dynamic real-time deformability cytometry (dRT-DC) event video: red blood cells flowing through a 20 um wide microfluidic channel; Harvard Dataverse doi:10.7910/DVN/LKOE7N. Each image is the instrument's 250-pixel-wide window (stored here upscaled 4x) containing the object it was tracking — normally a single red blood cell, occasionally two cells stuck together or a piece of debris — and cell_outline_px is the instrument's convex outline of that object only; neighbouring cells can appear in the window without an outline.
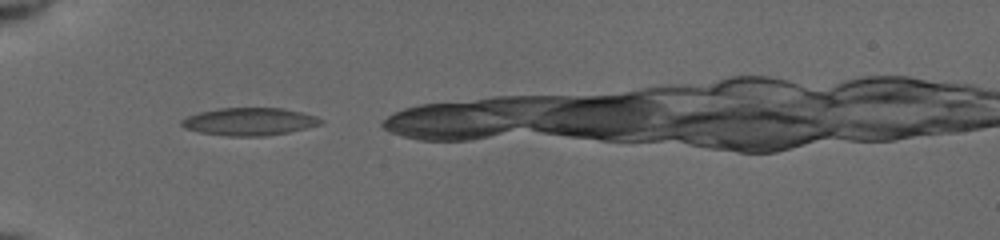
{"species": "common noctule bat (a hibernating species)", "species_latin": "Nyctalus noctula", "temperature_condition": "cold", "stored_images_in_passage": 12, "camera_frame_rate_fps": 3000, "um_per_image_px": 0.085, "animal": {"sex": "female", "body_mass_g": 19.5, "forearm_length_mm": 54.1}, "frame": {"image": 1, "passage_image": 2, "time_ms": 0.333, "image_size_px": [1000, 240], "cell_outline_px": [[324, 124], [288, 132], [264, 136], [228, 136], [200, 132], [184, 128], [180, 124], [180, 120], [188, 116], [200, 112], [220, 108], [284, 108], [316, 116], [324, 120]], "centroid_in_image_um": [21.21, 10.33], "position_along_channel_um": 63.8, "area_um2": 22.43}}
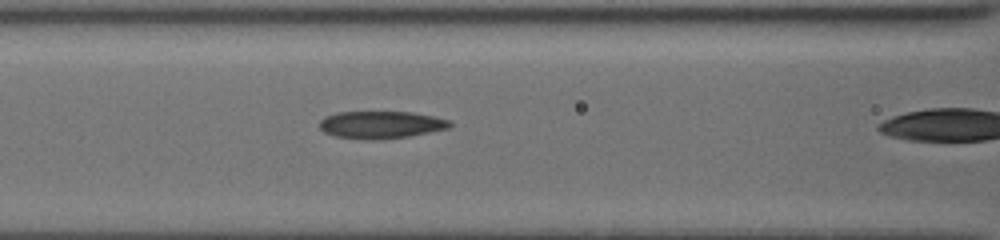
{"frame": {"image": 2, "passage_image": 8, "time_ms": 2.333, "image_size_px": [1000, 240], "cell_outline_px": [[452, 124], [448, 128], [408, 136], [376, 140], [360, 140], [336, 136], [324, 132], [320, 128], [320, 120], [324, 116], [340, 112], [412, 112], [432, 116], [448, 120]], "centroid_in_image_um": [32.33, 10.61], "position_along_channel_um": 134.3, "area_um2": 20.69}}
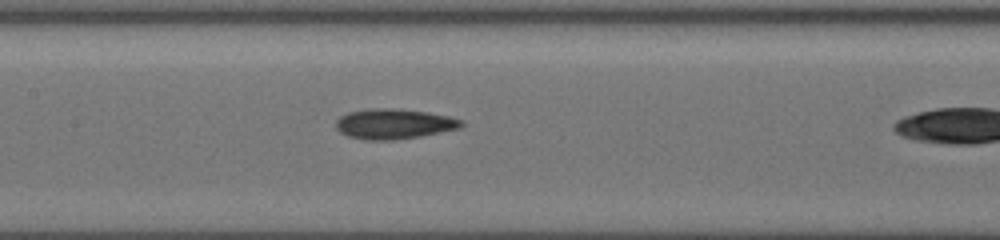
{"frame": {"image": 3, "passage_image": 11, "time_ms": 3.333, "image_size_px": [1000, 240], "cell_outline_px": [[464, 124], [460, 128], [420, 136], [396, 140], [364, 140], [348, 136], [340, 132], [336, 128], [336, 120], [340, 116], [348, 112], [368, 108], [400, 108], [428, 112], [448, 116], [464, 120]], "centroid_in_image_um": [33.48, 10.52], "position_along_channel_um": 173.9, "area_um2": 22.31}}